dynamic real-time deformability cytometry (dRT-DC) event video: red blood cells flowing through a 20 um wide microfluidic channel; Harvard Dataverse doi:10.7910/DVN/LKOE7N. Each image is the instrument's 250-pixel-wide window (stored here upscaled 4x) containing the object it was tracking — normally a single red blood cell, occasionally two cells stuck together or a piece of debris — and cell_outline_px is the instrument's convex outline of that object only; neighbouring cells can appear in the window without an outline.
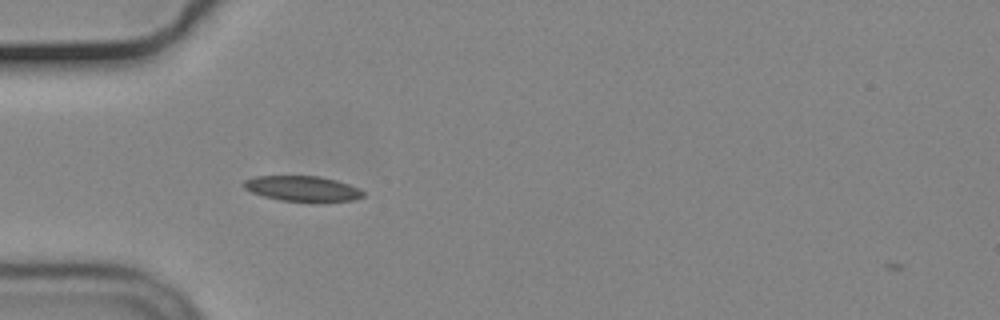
{"species": "common noctule bat (a hibernating species)", "species_latin": "Nyctalus noctula", "temperature_condition": "cold", "stored_images_in_passage": 40, "camera_frame_rate_fps": 3000, "um_per_image_px": 0.085, "animal": {"sex": "male", "body_mass_g": 19.2, "forearm_length_mm": 51.8}, "frame": {"image": 1, "passage_image": 2, "time_ms": 0.333, "image_size_px": [1000, 320], "cell_outline_px": [[364, 196], [352, 200], [316, 204], [280, 200], [264, 196], [252, 192], [244, 188], [240, 184], [244, 180], [256, 176], [320, 176], [336, 180], [360, 188], [364, 192]], "centroid_in_image_um": [25.73, 16.06], "position_along_channel_um": 59.3, "area_um2": 18.26}}
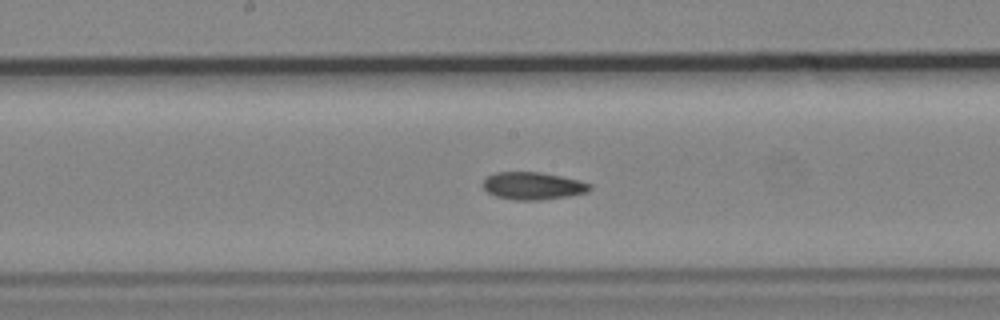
{"frame": {"image": 2, "passage_image": 14, "time_ms": 4.333, "image_size_px": [1000, 320], "cell_outline_px": [[592, 188], [588, 192], [568, 196], [540, 200], [516, 200], [496, 196], [488, 192], [484, 188], [484, 180], [488, 176], [496, 172], [540, 172], [580, 180], [592, 184]], "centroid_in_image_um": [45.34, 15.8], "position_along_channel_um": 202.9, "area_um2": 17.05}}
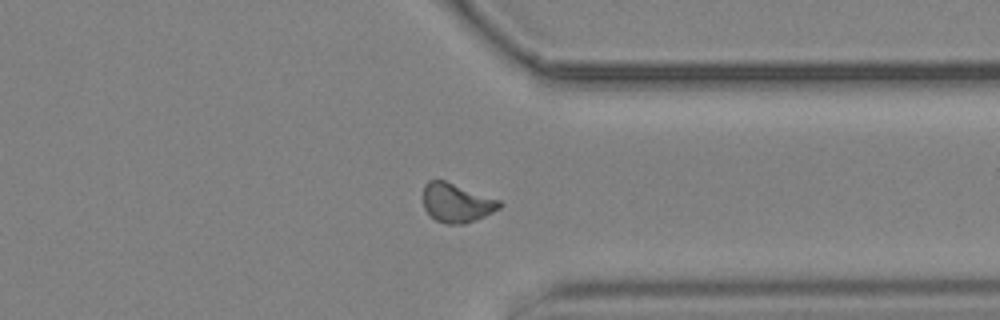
{"frame": {"image": 3, "passage_image": 28, "time_ms": 9.0, "image_size_px": [1000, 320], "cell_outline_px": [[504, 204], [500, 208], [484, 216], [464, 224], [444, 224], [436, 220], [424, 208], [424, 184], [428, 180], [444, 180], [500, 200]], "centroid_in_image_um": [38.82, 17.24], "position_along_channel_um": 372.6, "area_um2": 17.22}, "authors_computed_cell_mechanics": {"area_um2": 17.0221, "velocity_mm_per_s": 3.6843, "shape_relaxation_time_tau1_ms": null, "shape_relaxation_time_tau2_ms": 5.1262, "deformation_change_tau1": null, "deformation_change_tau2": 0.094}}